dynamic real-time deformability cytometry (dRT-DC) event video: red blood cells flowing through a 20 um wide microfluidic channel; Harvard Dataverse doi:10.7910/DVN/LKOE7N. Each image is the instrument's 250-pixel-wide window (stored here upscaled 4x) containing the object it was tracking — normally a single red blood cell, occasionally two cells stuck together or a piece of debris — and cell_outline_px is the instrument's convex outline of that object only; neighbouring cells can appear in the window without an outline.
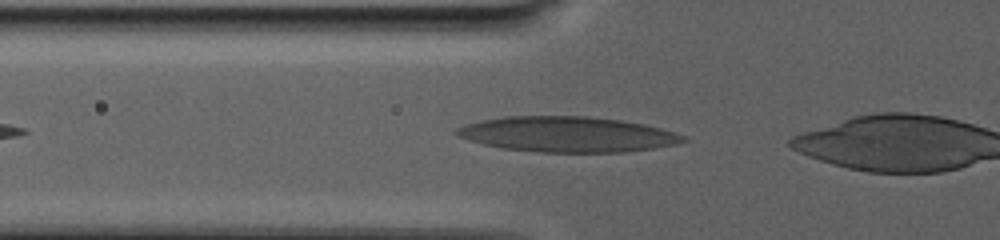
{"species": "human", "species_latin": "Homo sapiens", "temperature_condition": "warm", "stored_images_in_passage": 13, "camera_frame_rate_fps": 3000, "um_per_image_px": 0.085, "donor": {"sex": "male"}, "frame": {"image": 1, "passage_image": 12, "time_ms": 3.333, "image_size_px": [1000, 240], "cell_outline_px": [[688, 140], [676, 144], [652, 148], [624, 152], [536, 152], [500, 148], [468, 140], [456, 136], [452, 132], [456, 128], [468, 124], [484, 120], [504, 116], [588, 116], [620, 120], [644, 124], [676, 132], [688, 136]], "centroid_in_image_um": [48.22, 11.42], "position_along_channel_um": 77.6, "area_um2": 46.88}}